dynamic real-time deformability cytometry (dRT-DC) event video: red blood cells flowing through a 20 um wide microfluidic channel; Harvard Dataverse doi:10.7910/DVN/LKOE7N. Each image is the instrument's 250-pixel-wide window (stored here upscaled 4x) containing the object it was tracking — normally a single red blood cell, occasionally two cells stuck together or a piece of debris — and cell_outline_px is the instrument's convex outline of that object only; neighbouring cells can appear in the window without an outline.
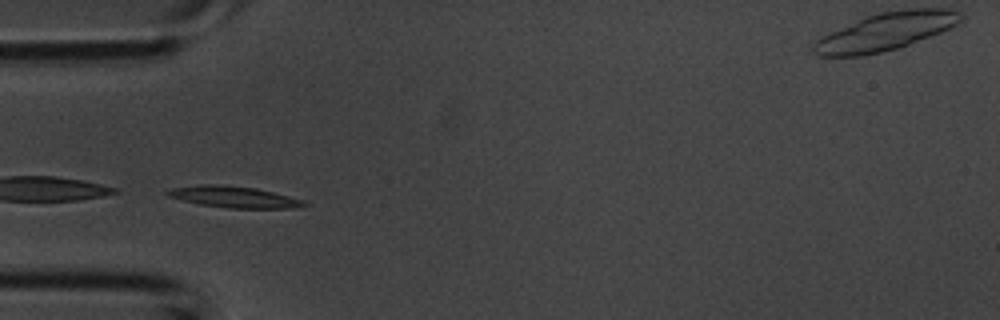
{"species": "common noctule bat (a hibernating species)", "species_latin": "Nyctalus noctula", "temperature_condition": "room temperature", "stored_images_in_passage": 3, "camera_frame_rate_fps": 3000, "um_per_image_px": 0.085, "animal": {"sex": "male", "body_mass_g": 20.1, "forearm_length_mm": 53.5}, "frame": {"image": 1, "passage_image": 2, "time_ms": 0.333, "image_size_px": [1000, 320], "cell_outline_px": [[308, 204], [292, 208], [228, 208], [200, 204], [168, 196], [164, 192], [168, 188], [204, 184], [220, 184], [256, 188], [304, 200]], "centroid_in_image_um": [19.84, 16.73], "position_along_channel_um": 65.2, "area_um2": 16.88}}
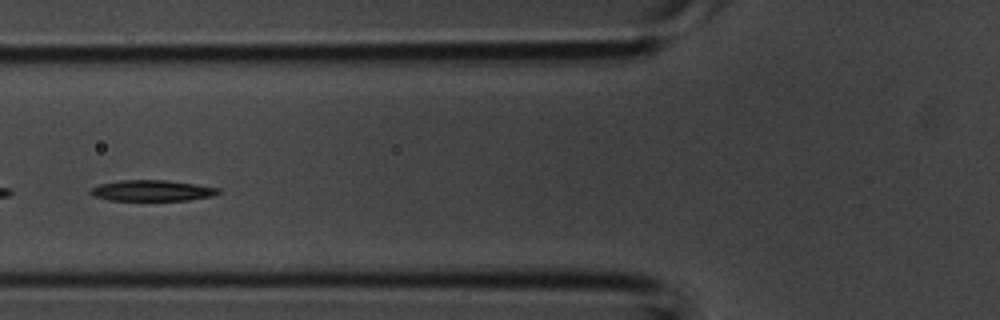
{"frame": {"image": 2, "passage_image": 3, "time_ms": 0.667, "image_size_px": [1000, 320], "cell_outline_px": [[224, 192], [212, 196], [188, 200], [108, 200], [92, 196], [88, 192], [92, 188], [100, 184], [120, 180], [168, 180], [196, 184], [220, 188]], "centroid_in_image_um": [12.95, 16.2], "position_along_channel_um": 112.8, "area_um2": 15.72}}